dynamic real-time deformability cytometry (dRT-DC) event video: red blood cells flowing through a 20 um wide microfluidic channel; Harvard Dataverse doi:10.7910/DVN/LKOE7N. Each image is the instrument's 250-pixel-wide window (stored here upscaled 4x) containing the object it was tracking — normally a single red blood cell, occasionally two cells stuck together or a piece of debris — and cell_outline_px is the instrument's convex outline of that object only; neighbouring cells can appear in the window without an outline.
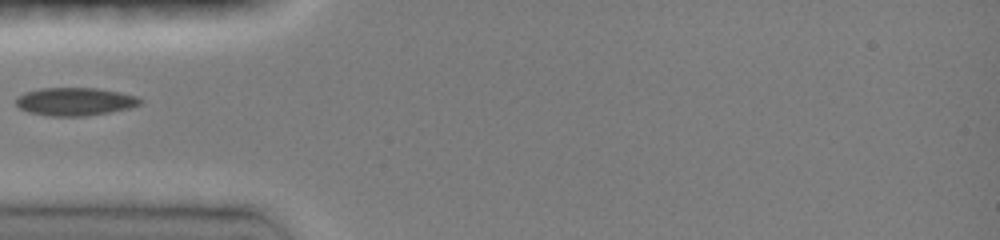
{"species": "common noctule bat (a hibernating species)", "species_latin": "Nyctalus noctula", "temperature_condition": "room temperature", "stored_images_in_passage": 41, "camera_frame_rate_fps": 3000, "um_per_image_px": 0.085, "animal": {"sex": "female", "body_mass_g": 19.0, "forearm_length_mm": 51.5}, "frame": {"image": 1, "passage_image": 1, "time_ms": 0.0, "image_size_px": [1000, 240], "cell_outline_px": [[144, 100], [140, 104], [128, 108], [108, 112], [84, 116], [52, 116], [28, 112], [20, 108], [16, 104], [16, 96], [24, 92], [40, 88], [96, 88], [120, 92], [136, 96]], "centroid_in_image_um": [6.35, 8.62], "position_along_channel_um": 78.7, "area_um2": 20.23}}
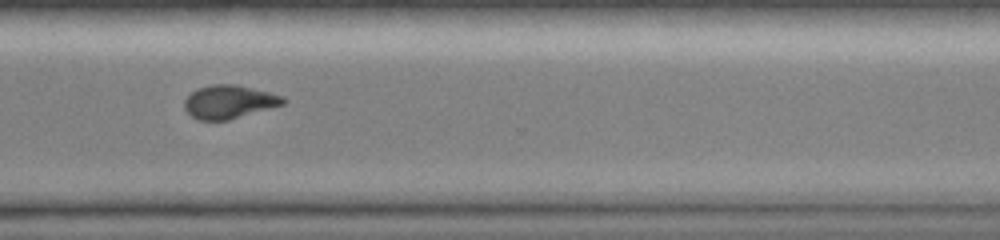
{"frame": {"image": 2, "passage_image": 30, "time_ms": 6.667, "image_size_px": [1000, 240], "cell_outline_px": [[284, 104], [228, 120], [200, 120], [192, 116], [184, 108], [184, 100], [196, 88], [212, 84], [236, 84], [284, 96]], "centroid_in_image_um": [19.45, 8.65], "position_along_channel_um": 351.2, "area_um2": 19.02}}
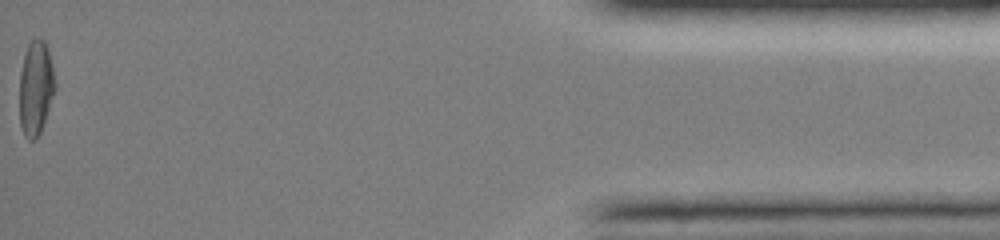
{"frame": {"image": 3, "passage_image": 41, "time_ms": 10.667, "image_size_px": [1000, 240], "cell_outline_px": [[56, 88], [40, 132], [36, 140], [28, 140], [24, 136], [20, 124], [20, 72], [24, 56], [28, 44], [32, 40], [44, 40], [48, 48], [52, 64], [56, 84]], "centroid_in_image_um": [3.04, 7.5], "position_along_channel_um": 432.2, "area_um2": 19.48}}